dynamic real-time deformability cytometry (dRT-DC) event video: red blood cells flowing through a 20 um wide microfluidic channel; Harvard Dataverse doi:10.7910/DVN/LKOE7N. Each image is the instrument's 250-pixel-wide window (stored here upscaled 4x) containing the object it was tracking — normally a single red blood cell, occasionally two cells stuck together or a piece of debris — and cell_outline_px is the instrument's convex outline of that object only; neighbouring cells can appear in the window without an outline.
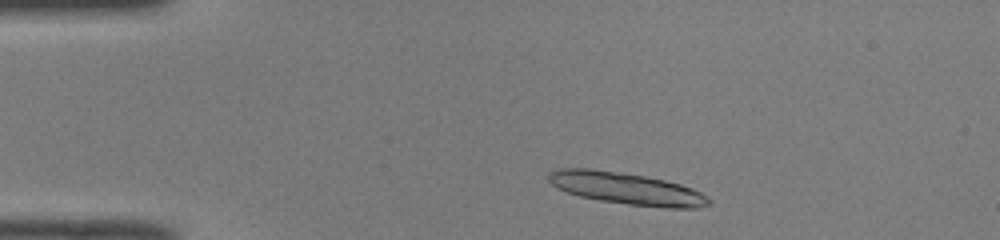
{"species": "common noctule bat (a hibernating species)", "species_latin": "Nyctalus noctula", "temperature_condition": "room temperature", "stored_images_in_passage": 36, "segment_of_instrument_passage": [1, 2], "camera_frame_rate_fps": 3000, "um_per_image_px": 0.085, "animal": {"sex": "male", "body_mass_g": 19.0, "forearm_length_mm": 50.8}, "frame": {"image": 1, "passage_image": 4, "time_ms": 1.0, "image_size_px": [1000, 240], "cell_outline_px": [[712, 204], [696, 208], [668, 208], [628, 204], [600, 200], [580, 196], [556, 188], [548, 180], [548, 176], [552, 172], [560, 168], [588, 168], [644, 176], [664, 180], [680, 184], [692, 188], [708, 196], [712, 200]], "centroid_in_image_um": [53.3, 16.03], "position_along_channel_um": 31.7, "area_um2": 29.59}}